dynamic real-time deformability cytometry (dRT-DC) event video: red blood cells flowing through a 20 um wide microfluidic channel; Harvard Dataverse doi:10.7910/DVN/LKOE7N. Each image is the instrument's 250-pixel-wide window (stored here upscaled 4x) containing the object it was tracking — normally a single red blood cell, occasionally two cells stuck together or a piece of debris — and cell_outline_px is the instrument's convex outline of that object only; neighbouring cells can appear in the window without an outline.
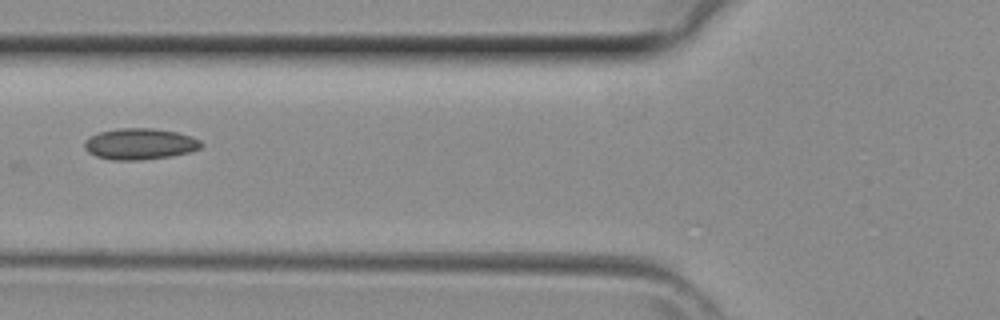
{"species": "common noctule bat (a hibernating species)", "species_latin": "Nyctalus noctula", "temperature_condition": "room temperature", "stored_images_in_passage": 43, "camera_frame_rate_fps": 3000, "um_per_image_px": 0.085, "animal": {"sex": "female", "body_mass_g": 29.2, "forearm_length_mm": 56.3}, "frame": {"image": 1, "passage_image": 17, "time_ms": 5.333, "image_size_px": [1000, 320], "cell_outline_px": [[204, 144], [200, 148], [188, 152], [172, 156], [140, 160], [112, 160], [96, 156], [88, 152], [84, 148], [84, 140], [100, 132], [120, 128], [152, 128], [176, 132], [192, 136], [200, 140]], "centroid_in_image_um": [11.89, 12.24], "position_along_channel_um": 113.9, "area_um2": 21.21}}
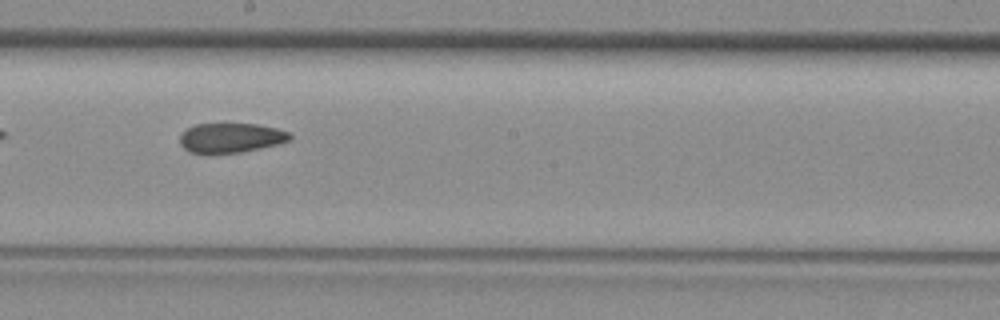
{"frame": {"image": 2, "passage_image": 24, "time_ms": 7.667, "image_size_px": [1000, 320], "cell_outline_px": [[292, 136], [288, 140], [276, 144], [260, 148], [240, 152], [188, 152], [180, 144], [180, 136], [188, 128], [196, 124], [256, 124], [276, 128], [288, 132]], "centroid_in_image_um": [19.61, 11.7], "position_along_channel_um": 228.6, "area_um2": 18.5}}
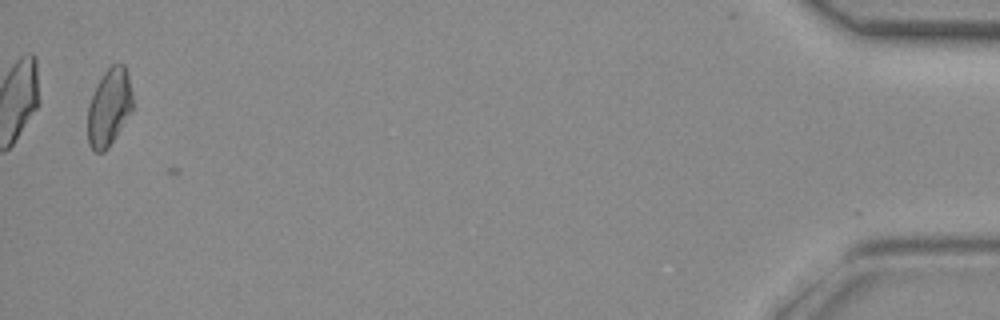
{"frame": {"image": 3, "passage_image": 42, "time_ms": 13.667, "image_size_px": [1000, 320], "cell_outline_px": [[132, 108], [108, 148], [104, 152], [96, 152], [88, 144], [88, 108], [92, 96], [104, 72], [112, 64], [124, 64], [128, 72], [132, 92]], "centroid_in_image_um": [9.27, 9.11], "position_along_channel_um": 425.9, "area_um2": 19.83}}